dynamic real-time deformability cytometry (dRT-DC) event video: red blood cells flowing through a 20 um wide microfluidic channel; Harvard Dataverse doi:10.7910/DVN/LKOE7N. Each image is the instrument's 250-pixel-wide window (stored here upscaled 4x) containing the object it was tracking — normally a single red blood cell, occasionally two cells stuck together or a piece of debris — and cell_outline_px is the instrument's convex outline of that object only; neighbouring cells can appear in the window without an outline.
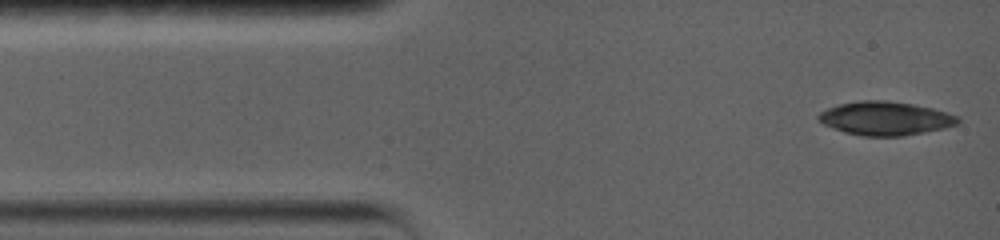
{"species": "common noctule bat (a hibernating species)", "species_latin": "Nyctalus noctula", "temperature_condition": "warm", "stored_images_in_passage": 13, "camera_frame_rate_fps": 5000, "um_per_image_px": 0.085, "animal": {"sex": "female", "body_mass_g": 19.0, "forearm_length_mm": 56.7}, "frame": {"image": 1, "passage_image": 1, "time_ms": 0.0, "image_size_px": [1000, 240], "cell_outline_px": [[960, 124], [944, 128], [904, 136], [864, 136], [844, 132], [832, 128], [816, 120], [816, 116], [820, 112], [828, 108], [840, 104], [860, 100], [888, 100], [912, 104], [932, 108], [948, 112], [960, 116]], "centroid_in_image_um": [75.27, 10.06], "position_along_channel_um": 9.7, "area_um2": 27.57}}
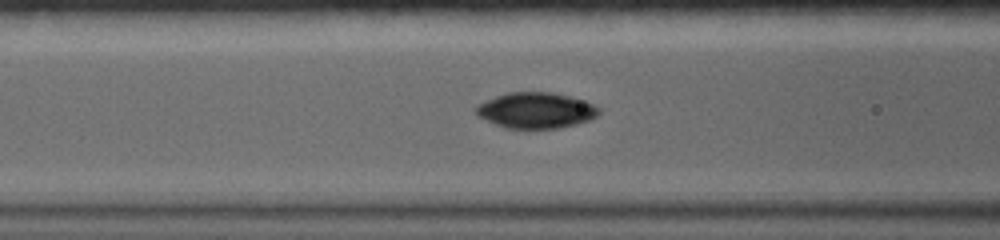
{"frame": {"image": 2, "passage_image": 8, "time_ms": 5.0, "image_size_px": [1000, 240], "cell_outline_px": [[600, 112], [596, 116], [588, 120], [576, 124], [560, 128], [504, 128], [476, 116], [476, 108], [480, 104], [496, 96], [508, 92], [548, 92], [568, 96], [584, 100], [600, 108]], "centroid_in_image_um": [45.55, 9.39], "position_along_channel_um": 121.1, "area_um2": 25.43}}
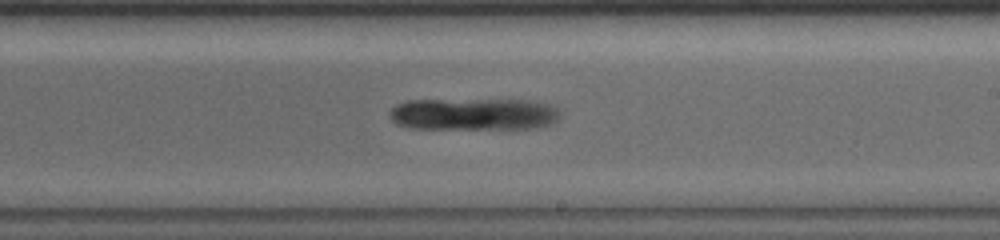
{"frame": {"image": 3, "passage_image": 13, "time_ms": 8.6, "image_size_px": [1000, 240], "cell_outline_px": [[560, 116], [552, 124], [536, 128], [408, 128], [396, 124], [388, 116], [388, 112], [396, 104], [408, 100], [528, 100], [552, 104], [560, 112]], "centroid_in_image_um": [40.25, 9.69], "position_along_channel_um": 248.8, "area_um2": 32.02}}